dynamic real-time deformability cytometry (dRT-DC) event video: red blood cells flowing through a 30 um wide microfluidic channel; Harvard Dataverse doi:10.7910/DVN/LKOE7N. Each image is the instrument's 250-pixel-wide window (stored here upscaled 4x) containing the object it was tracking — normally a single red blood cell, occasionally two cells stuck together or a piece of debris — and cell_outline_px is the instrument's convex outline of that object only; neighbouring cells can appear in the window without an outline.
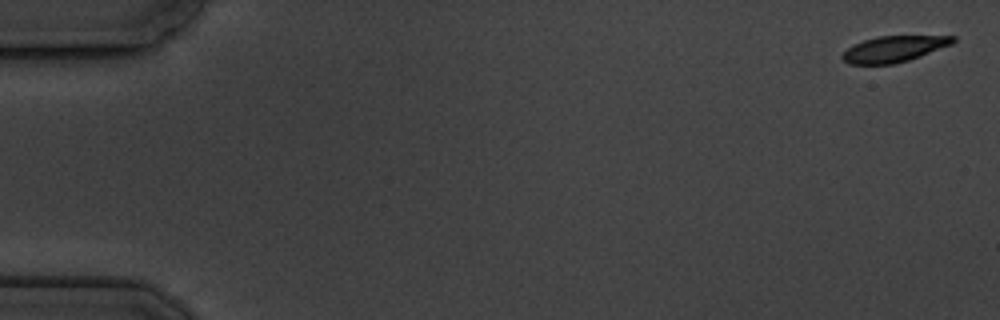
{"species": "common noctule bat (a hibernating species)", "species_latin": "Nyctalus noctula", "temperature_condition": "cold", "stored_images_in_passage": 8, "camera_frame_rate_fps": 3000, "um_per_image_px": 0.085, "animal": {"sex": "male", "body_mass_g": 19.5, "forearm_length_mm": 54.6}, "frame": {"image": 1, "passage_image": 1, "time_ms": 0.0, "image_size_px": [1000, 320], "cell_outline_px": [[956, 40], [952, 44], [920, 56], [908, 60], [892, 64], [848, 64], [840, 56], [852, 44], [876, 36], [956, 36]], "centroid_in_image_um": [75.96, 4.16], "position_along_channel_um": 9.0, "area_um2": 16.7}}
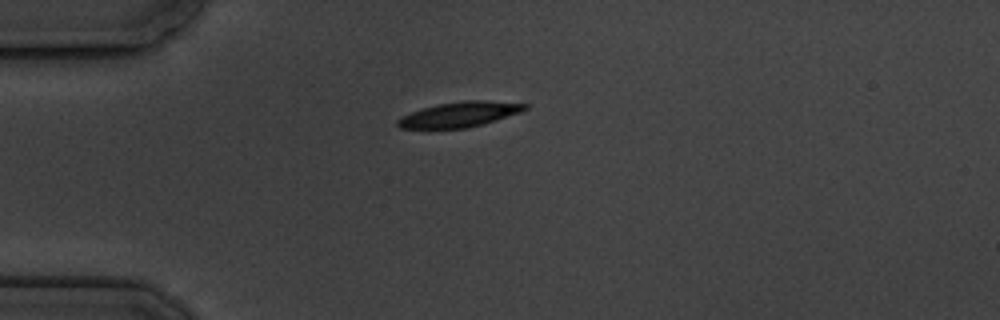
{"frame": {"image": 2, "passage_image": 5, "time_ms": 4.667, "image_size_px": [1000, 320], "cell_outline_px": [[528, 108], [520, 112], [484, 124], [468, 128], [400, 128], [396, 124], [396, 120], [400, 116], [424, 108], [440, 104], [464, 100], [488, 100], [528, 104]], "centroid_in_image_um": [39.08, 9.72], "position_along_channel_um": 45.9, "area_um2": 18.55}}
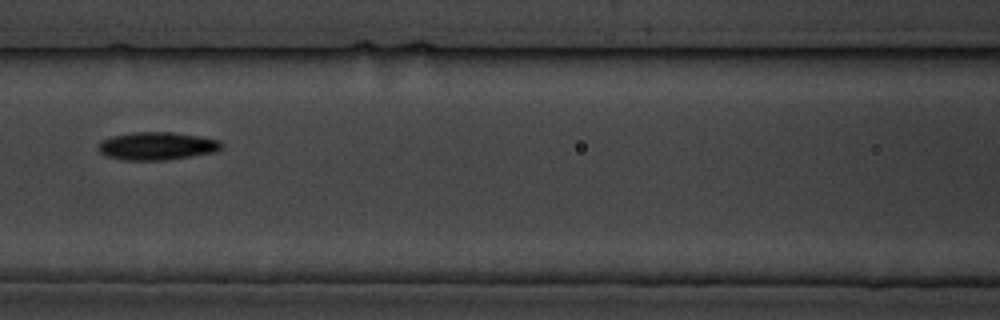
{"frame": {"image": 3, "passage_image": 8, "time_ms": 8.333, "image_size_px": [1000, 320], "cell_outline_px": [[224, 144], [216, 152], [168, 160], [124, 160], [104, 156], [100, 152], [100, 140], [112, 136], [132, 132], [172, 132], [200, 136], [220, 140]], "centroid_in_image_um": [13.36, 12.41], "position_along_channel_um": 153.2, "area_um2": 20.17}}